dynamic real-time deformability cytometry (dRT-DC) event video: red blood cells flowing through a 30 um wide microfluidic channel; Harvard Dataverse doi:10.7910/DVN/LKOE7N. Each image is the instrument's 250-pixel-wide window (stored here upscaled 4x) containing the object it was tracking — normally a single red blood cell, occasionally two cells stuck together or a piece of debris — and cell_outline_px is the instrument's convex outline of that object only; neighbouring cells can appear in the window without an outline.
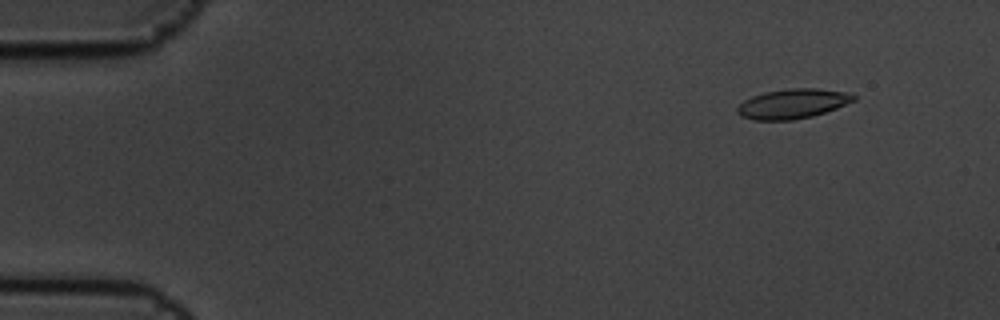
{"species": "common noctule bat (a hibernating species)", "species_latin": "Nyctalus noctula", "temperature_condition": "cold", "stored_images_in_passage": 6, "camera_frame_rate_fps": 3000, "um_per_image_px": 0.085, "animal": {"sex": "male", "body_mass_g": 19.5, "forearm_length_mm": 54.6}, "frame": {"image": 1, "passage_image": 2, "time_ms": 0.333, "image_size_px": [1000, 320], "cell_outline_px": [[856, 100], [836, 108], [812, 116], [792, 120], [752, 120], [740, 116], [736, 112], [736, 108], [744, 100], [752, 96], [764, 92], [788, 88], [816, 88], [852, 92], [856, 96]], "centroid_in_image_um": [67.38, 8.81], "position_along_channel_um": 17.6, "area_um2": 20.35}}
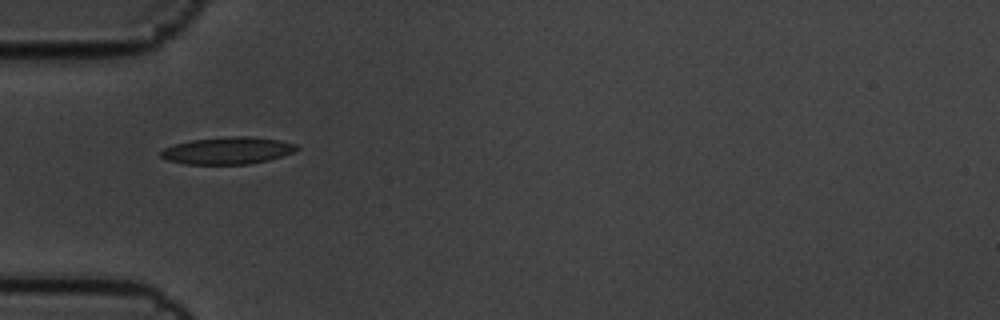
{"frame": {"image": 2, "passage_image": 5, "time_ms": 1.333, "image_size_px": [1000, 320], "cell_outline_px": [[300, 148], [292, 152], [268, 160], [248, 164], [184, 164], [168, 160], [160, 156], [160, 152], [164, 148], [176, 144], [192, 140], [228, 136], [248, 136], [280, 140], [296, 144]], "centroid_in_image_um": [19.35, 12.79], "position_along_channel_um": 65.7, "area_um2": 21.33}}
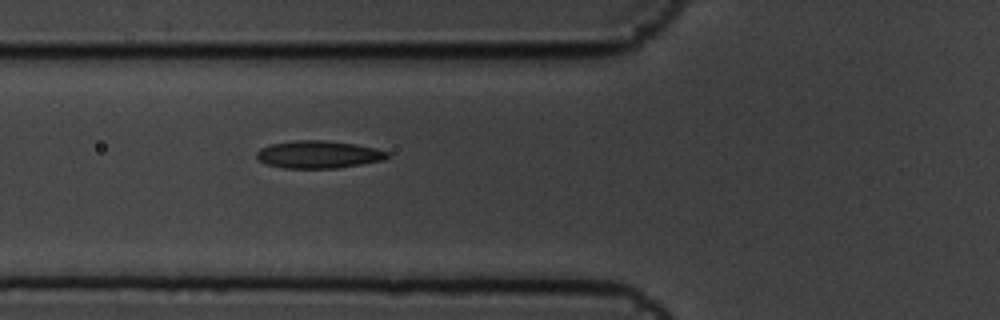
{"frame": {"image": 3, "passage_image": 6, "time_ms": 1.667, "image_size_px": [1000, 320], "cell_outline_px": [[388, 156], [384, 160], [336, 168], [284, 168], [268, 164], [260, 160], [256, 156], [256, 152], [260, 148], [272, 144], [296, 140], [324, 140], [356, 144], [376, 148], [388, 152]], "centroid_in_image_um": [27.08, 13.12], "position_along_channel_um": 98.7, "area_um2": 20.81}}